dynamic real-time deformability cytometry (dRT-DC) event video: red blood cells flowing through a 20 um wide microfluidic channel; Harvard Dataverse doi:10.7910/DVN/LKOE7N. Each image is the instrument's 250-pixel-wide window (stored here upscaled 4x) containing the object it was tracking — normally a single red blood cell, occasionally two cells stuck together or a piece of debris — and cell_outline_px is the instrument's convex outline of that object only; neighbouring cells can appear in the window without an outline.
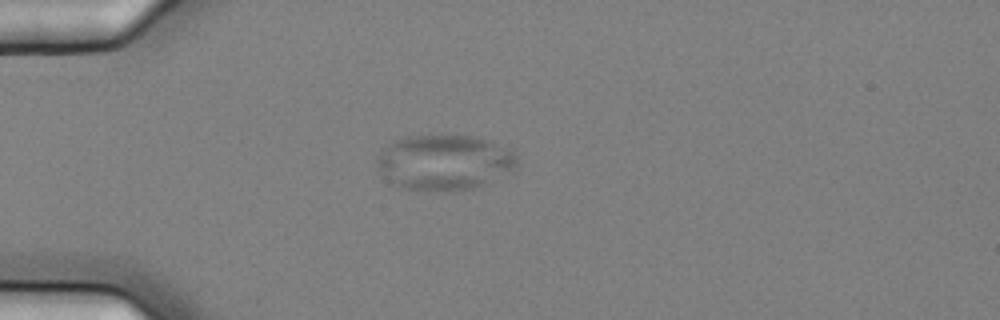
{"species": "common noctule bat (a hibernating species)", "species_latin": "Nyctalus noctula", "temperature_condition": "cold", "stored_images_in_passage": 12, "segment_of_instrument_passage": [2, 2], "camera_frame_rate_fps": 3000, "um_per_image_px": 0.085, "animal": {"sex": "female", "body_mass_g": 25.1}, "frame": {"image": 1, "passage_image": 6, "time_ms": 1.667, "image_size_px": [1000, 320], "cell_outline_px": [[516, 164], [512, 172], [472, 188], [404, 188], [392, 184], [384, 176], [380, 168], [380, 156], [388, 144], [392, 140], [408, 136], [428, 132], [456, 132], [488, 140], [512, 152], [516, 156]], "centroid_in_image_um": [37.78, 13.69], "position_along_channel_um": 47.2, "area_um2": 44.74}}
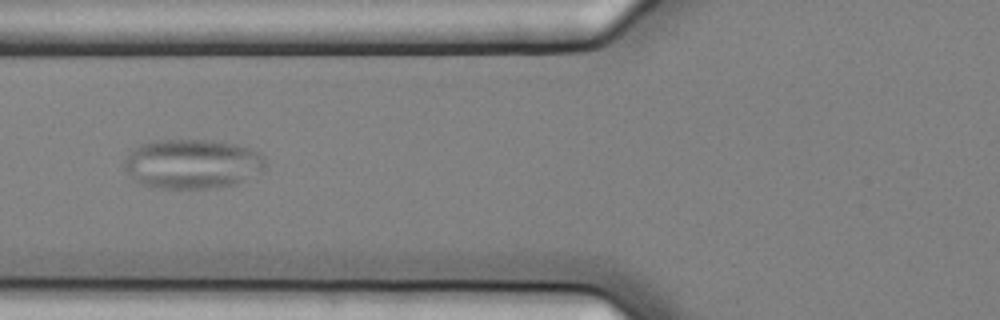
{"frame": {"image": 2, "passage_image": 8, "time_ms": 2.333, "image_size_px": [1000, 320], "cell_outline_px": [[264, 168], [260, 172], [236, 184], [208, 188], [156, 188], [140, 184], [132, 180], [124, 168], [124, 160], [140, 144], [148, 140], [212, 140], [232, 144], [248, 148], [260, 152], [264, 156]], "centroid_in_image_um": [16.31, 13.93], "position_along_channel_um": 109.5, "area_um2": 40.75}}
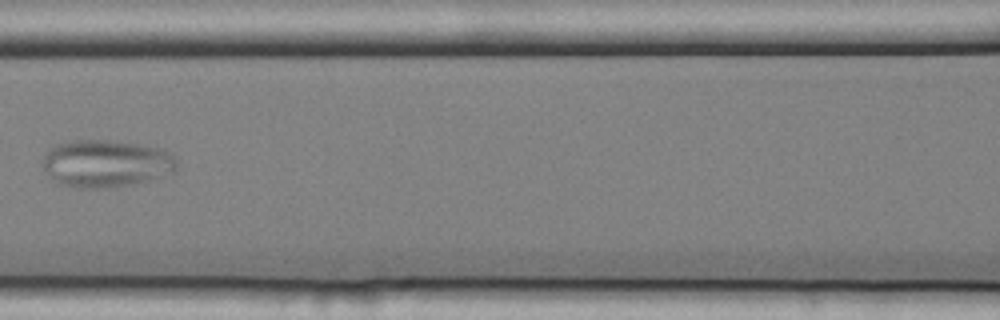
{"frame": {"image": 3, "passage_image": 9, "time_ms": 2.667, "image_size_px": [1000, 320], "cell_outline_px": [[176, 168], [172, 172], [132, 184], [108, 188], [76, 188], [56, 184], [52, 180], [44, 168], [44, 156], [56, 144], [72, 140], [112, 140], [160, 148], [172, 152], [176, 160]], "centroid_in_image_um": [8.99, 13.9], "position_along_channel_um": 157.6, "area_um2": 36.93}}